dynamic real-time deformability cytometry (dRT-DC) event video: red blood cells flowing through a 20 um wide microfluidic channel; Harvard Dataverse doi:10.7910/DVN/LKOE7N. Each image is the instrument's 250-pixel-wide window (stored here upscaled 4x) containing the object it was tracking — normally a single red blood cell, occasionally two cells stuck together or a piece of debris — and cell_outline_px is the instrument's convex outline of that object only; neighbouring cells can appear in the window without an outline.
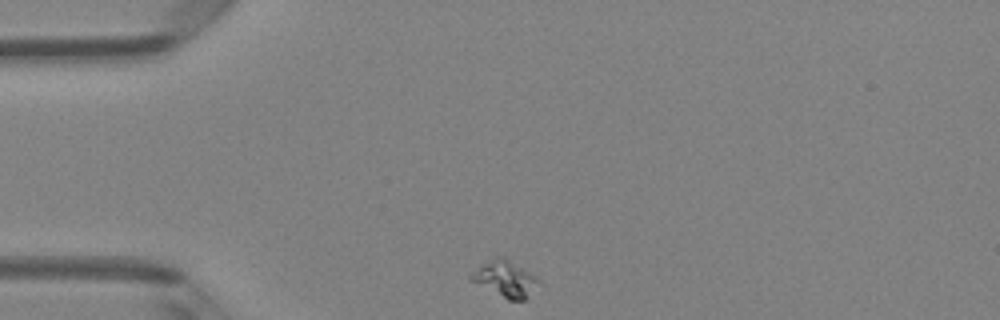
{"species": "Egyptian fruit bat (a non-hibernating species)", "species_latin": "Rousettus aegyptiacus", "temperature_condition": "room temperature", "stored_images_in_passage": 4, "camera_frame_rate_fps": 3000, "um_per_image_px": 0.085, "animal": {"sex": "female"}, "frame": {"image": 1, "passage_image": 1, "time_ms": 0.0, "image_size_px": [1000, 320], "cell_outline_px": [[536, 280], [524, 300], [508, 300], [468, 280], [468, 276], [488, 260], [496, 256], [504, 256], [528, 272]], "centroid_in_image_um": [42.8, 23.68], "position_along_channel_um": 42.2, "area_um2": 13.47}}
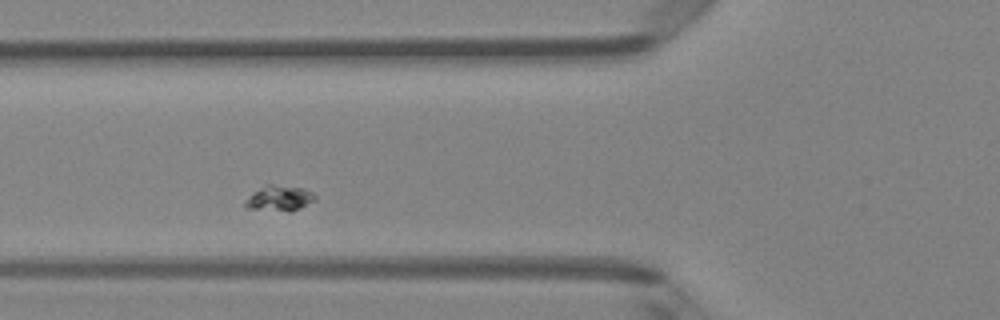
{"frame": {"image": 2, "passage_image": 3, "time_ms": 2.333, "image_size_px": [1000, 320], "cell_outline_px": [[316, 200], [300, 208], [288, 212], [244, 208], [244, 204], [260, 188], [268, 184], [272, 184], [304, 188], [312, 192], [316, 196]], "centroid_in_image_um": [23.81, 16.87], "position_along_channel_um": 102.0, "area_um2": 10.23}}